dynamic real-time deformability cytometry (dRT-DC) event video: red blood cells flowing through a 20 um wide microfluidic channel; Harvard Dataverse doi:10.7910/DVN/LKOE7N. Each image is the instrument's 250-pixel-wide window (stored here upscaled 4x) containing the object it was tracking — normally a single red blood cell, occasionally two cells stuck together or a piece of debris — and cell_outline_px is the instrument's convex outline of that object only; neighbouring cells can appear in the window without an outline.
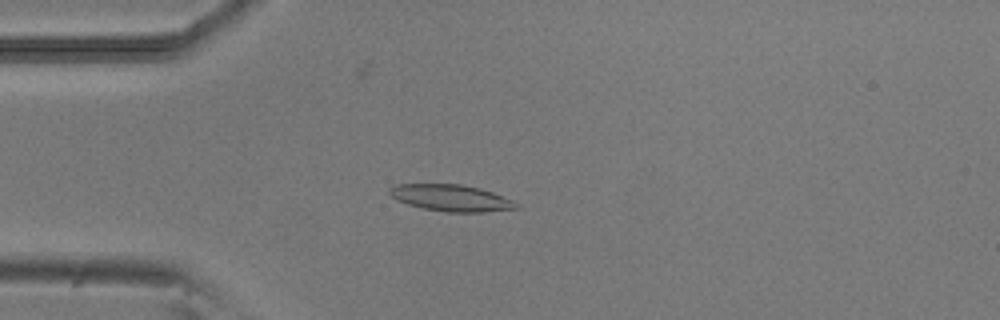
{"species": "common noctule bat (a hibernating species)", "species_latin": "Nyctalus noctula", "temperature_condition": "room temperature", "stored_images_in_passage": 50, "camera_frame_rate_fps": 3000, "um_per_image_px": 0.085, "animal": {"sex": "male", "body_mass_g": 20.5, "forearm_length_mm": 52.5}, "frame": {"image": 1, "passage_image": 12, "time_ms": 3.667, "image_size_px": [1000, 320], "cell_outline_px": [[520, 208], [484, 212], [448, 212], [424, 208], [408, 204], [396, 200], [388, 192], [388, 188], [396, 184], [460, 184], [480, 188], [492, 192], [512, 200], [520, 204]], "centroid_in_image_um": [38.35, 16.82], "position_along_channel_um": 46.6, "area_um2": 19.65}}
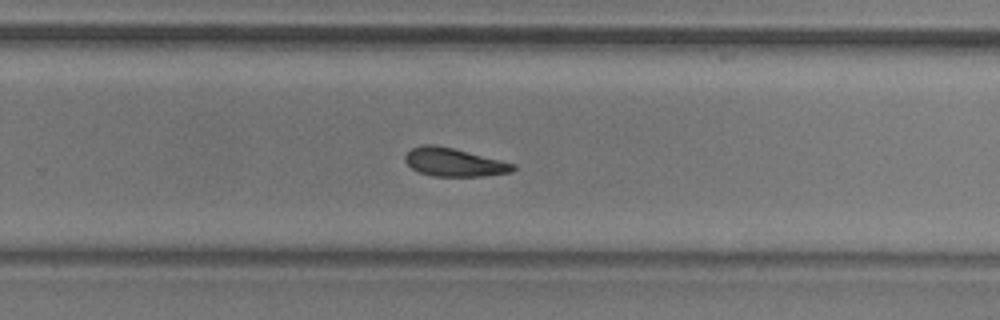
{"frame": {"image": 2, "passage_image": 32, "time_ms": 10.333, "image_size_px": [1000, 320], "cell_outline_px": [[516, 168], [512, 172], [480, 176], [432, 176], [420, 172], [412, 168], [404, 160], [404, 156], [412, 148], [424, 144], [432, 144], [452, 148], [516, 164]], "centroid_in_image_um": [38.58, 13.79], "position_along_channel_um": 291.2, "area_um2": 17.57}}
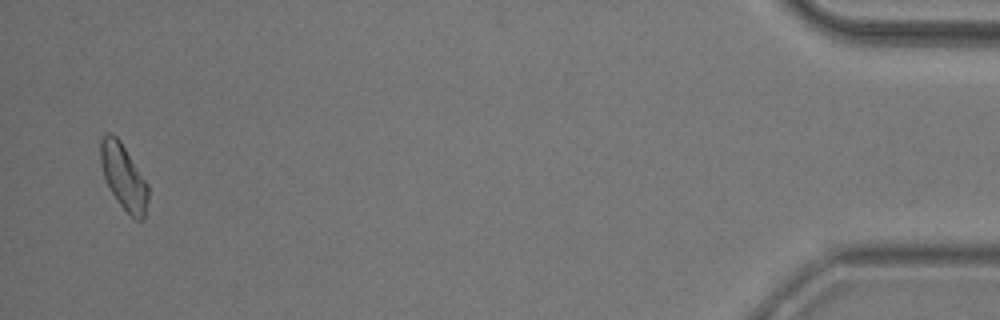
{"frame": {"image": 3, "passage_image": 49, "time_ms": 16.0, "image_size_px": [1000, 320], "cell_outline_px": [[148, 200], [144, 220], [136, 220], [120, 204], [112, 192], [104, 176], [100, 164], [100, 140], [104, 132], [112, 132], [120, 140], [148, 184]], "centroid_in_image_um": [10.5, 14.98], "position_along_channel_um": 424.7, "area_um2": 18.09}, "authors_computed_cell_mechanics": {"area_um2": 18.207, "velocity_mm_per_s": 3.8751, "shape_relaxation_time_tau1_ms": 6.5492, "shape_relaxation_time_tau2_ms": 5.7184, "deformation_change_tau1": 0.1571, "deformation_change_tau2": 0.1487}}